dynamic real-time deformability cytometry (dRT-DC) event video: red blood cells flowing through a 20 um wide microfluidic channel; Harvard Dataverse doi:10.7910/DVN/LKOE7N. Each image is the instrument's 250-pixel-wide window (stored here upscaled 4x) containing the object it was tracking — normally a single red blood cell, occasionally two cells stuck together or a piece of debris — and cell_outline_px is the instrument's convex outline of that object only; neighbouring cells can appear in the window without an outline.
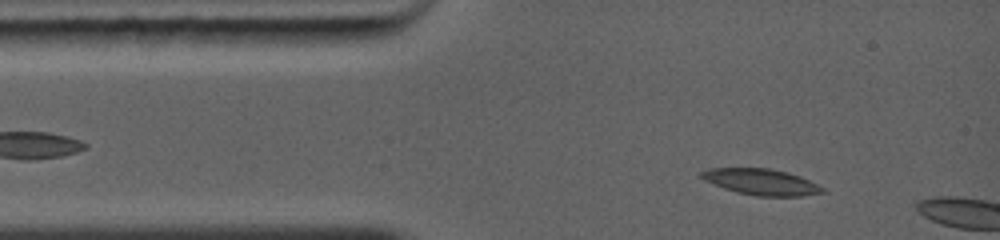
{"species": "common noctule bat (a hibernating species)", "species_latin": "Nyctalus noctula", "temperature_condition": "warm", "stored_images_in_passage": 6, "camera_frame_rate_fps": 5000, "um_per_image_px": 0.085, "animal": {"sex": "female", "body_mass_g": 19.0, "forearm_length_mm": 56.7}, "frame": {"image": 1, "passage_image": 3, "time_ms": 1.0, "image_size_px": [1000, 240], "cell_outline_px": [[828, 192], [800, 196], [756, 196], [736, 192], [724, 188], [704, 180], [700, 176], [700, 172], [708, 168], [772, 168], [788, 172], [800, 176], [824, 188]], "centroid_in_image_um": [64.71, 15.46], "position_along_channel_um": 20.3, "area_um2": 18.5}}